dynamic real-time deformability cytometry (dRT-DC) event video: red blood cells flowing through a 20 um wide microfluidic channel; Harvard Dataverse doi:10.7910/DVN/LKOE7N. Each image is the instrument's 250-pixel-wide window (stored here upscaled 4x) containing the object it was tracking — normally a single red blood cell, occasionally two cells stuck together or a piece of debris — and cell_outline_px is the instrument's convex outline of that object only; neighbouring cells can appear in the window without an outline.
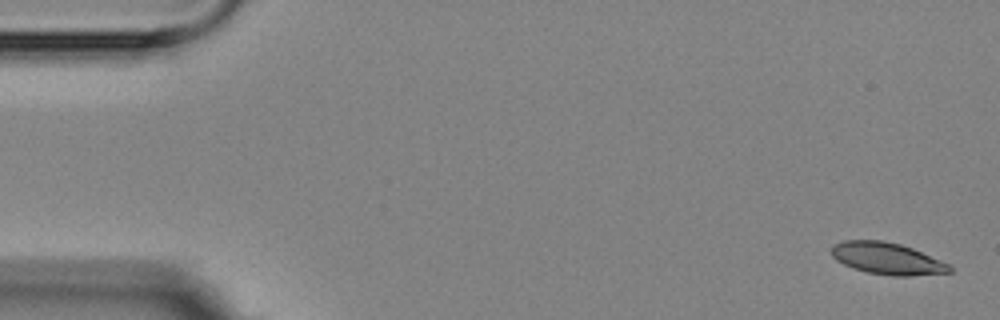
{"species": "Egyptian fruit bat (a non-hibernating species)", "species_latin": "Rousettus aegyptiacus", "temperature_condition": "room temperature", "stored_images_in_passage": 6, "segment_of_instrument_passage": [2, 2], "camera_frame_rate_fps": 3000, "um_per_image_px": 0.085, "animal": {"sex": "female"}, "frame": {"image": 1, "passage_image": 6, "time_ms": 5.667, "image_size_px": [1000, 320], "cell_outline_px": [[952, 272], [908, 276], [892, 276], [868, 272], [844, 264], [836, 260], [832, 256], [832, 244], [844, 240], [884, 240], [900, 244], [912, 248], [948, 264], [952, 268]], "centroid_in_image_um": [75.39, 21.96], "position_along_channel_um": 9.6, "area_um2": 21.68}}